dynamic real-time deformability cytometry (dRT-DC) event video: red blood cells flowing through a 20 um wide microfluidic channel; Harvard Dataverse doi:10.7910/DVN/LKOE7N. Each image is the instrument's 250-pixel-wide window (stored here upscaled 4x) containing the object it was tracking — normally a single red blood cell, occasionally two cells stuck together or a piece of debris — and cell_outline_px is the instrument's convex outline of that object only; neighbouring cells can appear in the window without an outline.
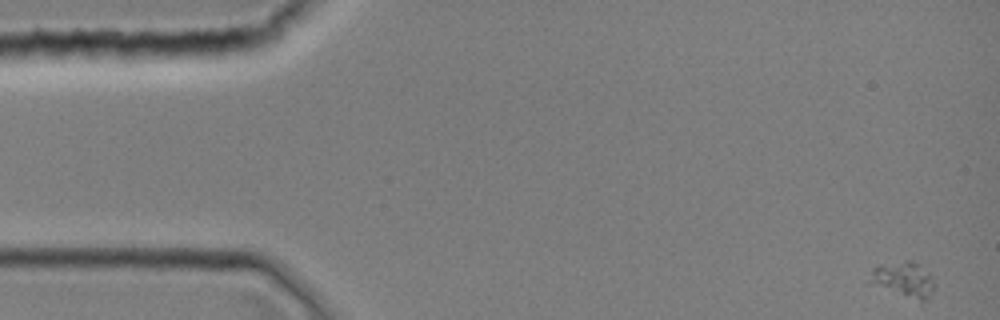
{"species": "common noctule bat (a hibernating species)", "species_latin": "Nyctalus noctula", "temperature_condition": "room temperature", "stored_images_in_passage": 39, "camera_frame_rate_fps": 3000, "um_per_image_px": 0.085, "animal": {"sex": "female", "body_mass_g": 19.0, "forearm_length_mm": 51.5}, "frame": {"image": 1, "passage_image": 1, "time_ms": 0.0, "image_size_px": [1000, 320], "cell_outline_px": [[936, 284], [928, 296], [924, 300], [920, 300], [872, 280], [872, 268], [880, 264], [904, 260], [916, 260], [932, 276]], "centroid_in_image_um": [76.94, 23.63], "position_along_channel_um": 8.1, "area_um2": 12.2}}
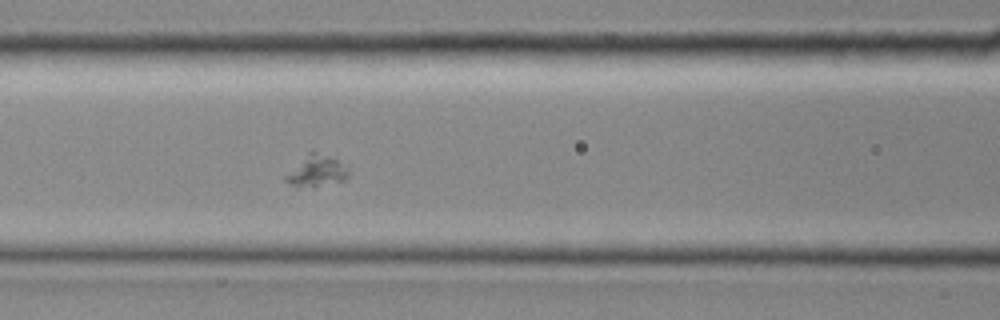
{"frame": {"image": 2, "passage_image": 17, "time_ms": 5.333, "image_size_px": [1000, 320], "cell_outline_px": [[348, 176], [344, 180], [312, 188], [292, 184], [284, 180], [284, 176], [312, 148], [348, 164]], "centroid_in_image_um": [26.95, 14.49], "position_along_channel_um": 139.6, "area_um2": 11.73}}
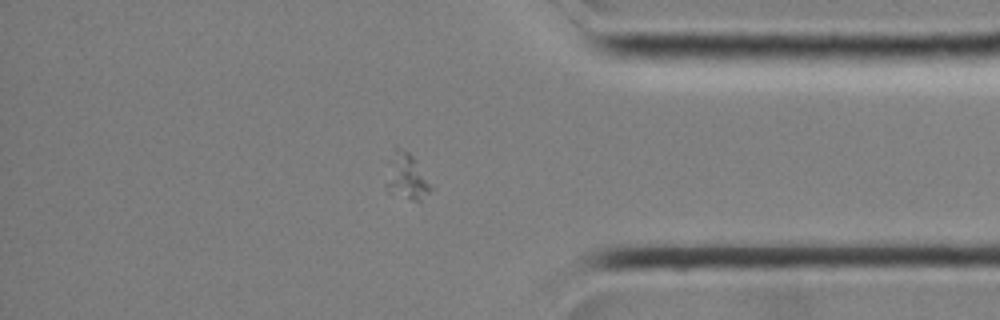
{"frame": {"image": 3, "passage_image": 34, "time_ms": 11.0, "image_size_px": [1000, 320], "cell_outline_px": [[436, 188], [420, 200], [412, 200], [388, 192], [388, 184], [392, 144], [396, 144], [408, 152], [416, 160]], "centroid_in_image_um": [34.64, 14.97], "position_along_channel_um": 400.6, "area_um2": 12.08}}